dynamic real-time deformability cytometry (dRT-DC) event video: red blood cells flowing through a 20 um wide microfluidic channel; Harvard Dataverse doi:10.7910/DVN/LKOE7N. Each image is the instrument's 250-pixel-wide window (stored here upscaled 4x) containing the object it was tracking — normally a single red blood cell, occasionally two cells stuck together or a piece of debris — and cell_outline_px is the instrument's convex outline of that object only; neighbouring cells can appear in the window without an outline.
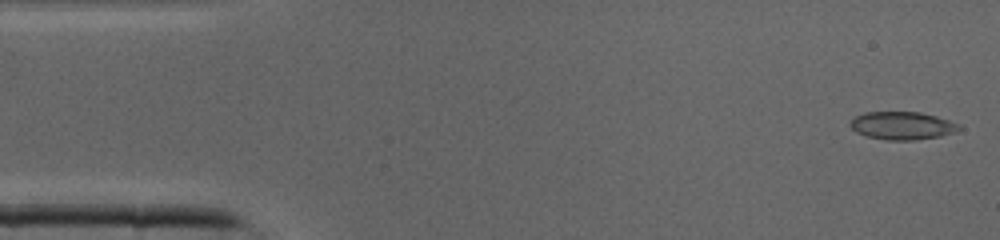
{"species": "common noctule bat (a hibernating species)", "species_latin": "Nyctalus noctula", "temperature_condition": "cold", "stored_images_in_passage": 41, "camera_frame_rate_fps": 3000, "um_per_image_px": 0.085, "animal": {"sex": "male", "body_mass_g": 19.0, "forearm_length_mm": 50.8}, "frame": {"image": 1, "passage_image": 1, "time_ms": 0.0, "image_size_px": [1000, 240], "cell_outline_px": [[964, 128], [940, 136], [916, 140], [888, 140], [864, 136], [856, 132], [848, 124], [856, 116], [864, 112], [920, 112], [936, 116], [960, 124]], "centroid_in_image_um": [76.68, 10.68], "position_along_channel_um": 8.3, "area_um2": 17.74}}
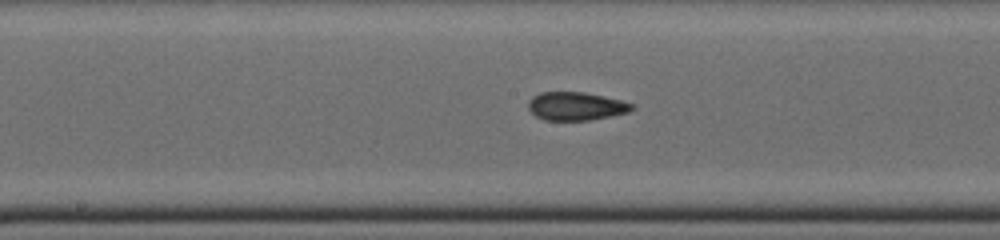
{"frame": {"image": 2, "passage_image": 20, "time_ms": 6.333, "image_size_px": [1000, 240], "cell_outline_px": [[636, 108], [628, 112], [588, 120], [544, 120], [536, 116], [528, 108], [528, 100], [532, 96], [540, 92], [584, 92], [620, 100], [632, 104]], "centroid_in_image_um": [48.92, 9.02], "position_along_channel_um": 199.3, "area_um2": 16.94}}
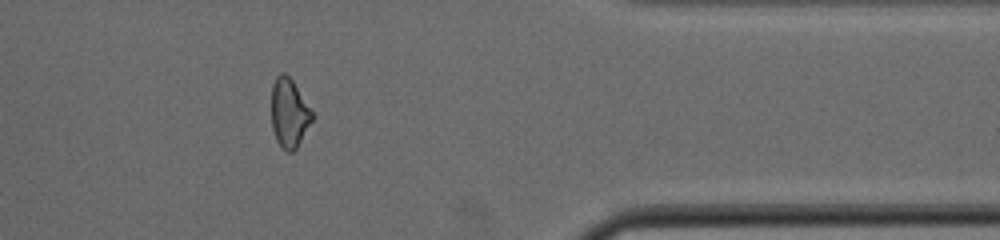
{"frame": {"image": 3, "passage_image": 33, "time_ms": 10.667, "image_size_px": [1000, 240], "cell_outline_px": [[316, 116], [296, 148], [292, 152], [288, 152], [276, 140], [272, 128], [272, 84], [276, 76], [280, 72], [284, 72], [292, 80]], "centroid_in_image_um": [24.6, 9.59], "position_along_channel_um": 386.8, "area_um2": 16.42}}